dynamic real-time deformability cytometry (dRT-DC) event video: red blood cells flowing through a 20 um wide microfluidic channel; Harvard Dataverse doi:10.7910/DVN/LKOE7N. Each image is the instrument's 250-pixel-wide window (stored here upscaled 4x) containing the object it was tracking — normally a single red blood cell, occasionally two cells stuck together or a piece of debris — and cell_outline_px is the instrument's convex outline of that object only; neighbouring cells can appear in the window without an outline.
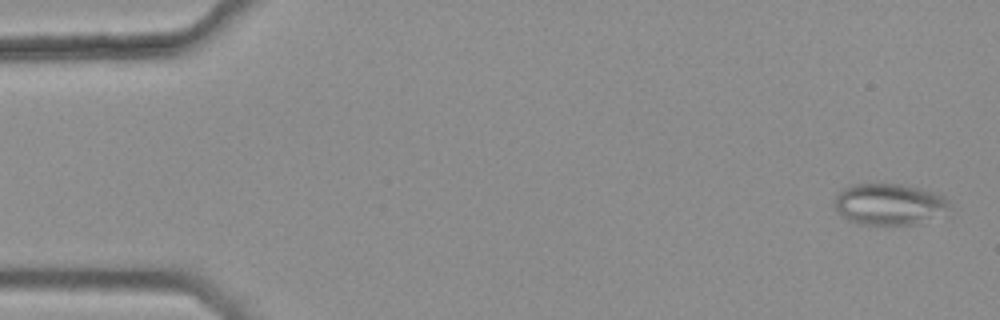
{"species": "common noctule bat (a hibernating species)", "species_latin": "Nyctalus noctula", "temperature_condition": "warm", "stored_images_in_passage": 46, "camera_frame_rate_fps": 3000, "um_per_image_px": 0.085, "animal": {"sex": "female", "body_mass_g": 25.1}, "frame": {"image": 1, "passage_image": 2, "time_ms": 0.333, "image_size_px": [1000, 320], "cell_outline_px": [[948, 216], [916, 224], [860, 224], [848, 220], [836, 208], [836, 196], [848, 184], [900, 184], [920, 188], [944, 196], [948, 200]], "centroid_in_image_um": [75.67, 17.37], "position_along_channel_um": 9.3, "area_um2": 27.8}}
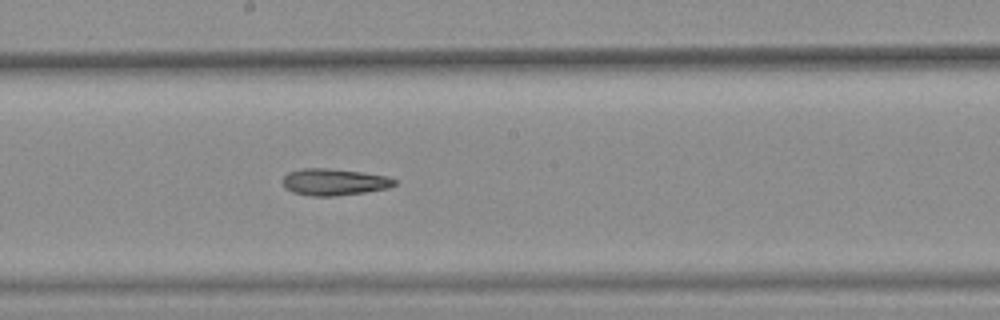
{"frame": {"image": 2, "passage_image": 29, "time_ms": 9.333, "image_size_px": [1000, 320], "cell_outline_px": [[396, 184], [388, 188], [364, 192], [336, 196], [308, 196], [292, 192], [284, 188], [284, 176], [288, 172], [300, 168], [328, 168], [364, 172], [388, 176], [396, 180]], "centroid_in_image_um": [28.39, 15.46], "position_along_channel_um": 219.8, "area_um2": 17.57}}
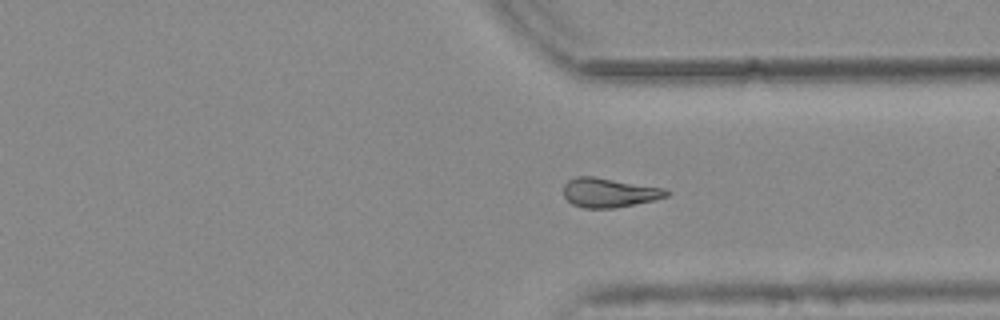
{"frame": {"image": 3, "passage_image": 40, "time_ms": 13.0, "image_size_px": [1000, 320], "cell_outline_px": [[672, 192], [668, 196], [652, 200], [612, 208], [584, 208], [572, 204], [564, 196], [564, 184], [568, 180], [576, 176], [592, 176], [664, 188]], "centroid_in_image_um": [51.76, 16.36], "position_along_channel_um": 359.6, "area_um2": 17.4}}